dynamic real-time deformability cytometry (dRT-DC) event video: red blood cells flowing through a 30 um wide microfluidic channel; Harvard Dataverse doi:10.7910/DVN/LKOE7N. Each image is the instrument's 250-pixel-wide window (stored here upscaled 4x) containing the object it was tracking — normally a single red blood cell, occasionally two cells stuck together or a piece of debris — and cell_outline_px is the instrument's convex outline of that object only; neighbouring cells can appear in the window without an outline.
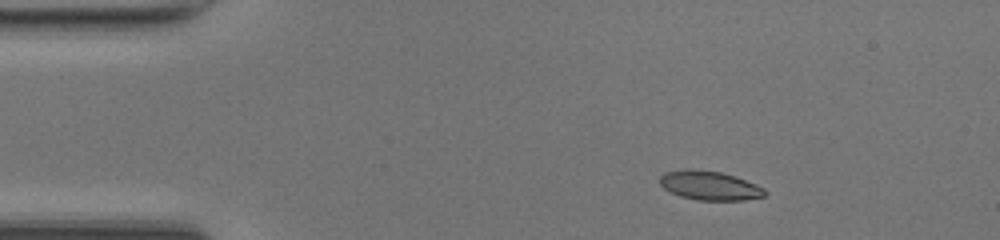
{"species": "common noctule bat (a hibernating species)", "species_latin": "Nyctalus noctula", "temperature_condition": "room temperature", "stored_images_in_passage": 48, "camera_frame_rate_fps": 3000, "um_per_image_px": 0.085, "animal": {"sex": "female", "body_mass_g": 17.0, "forearm_length_mm": 48.0}, "frame": {"image": 1, "passage_image": 7, "time_ms": 2.0, "image_size_px": [1000, 240], "cell_outline_px": [[768, 196], [744, 200], [696, 200], [680, 196], [668, 192], [660, 184], [660, 176], [664, 172], [684, 168], [696, 168], [720, 172], [736, 176], [756, 184], [764, 188], [768, 192]], "centroid_in_image_um": [60.32, 15.76], "position_along_channel_um": 24.7, "area_um2": 18.26}}
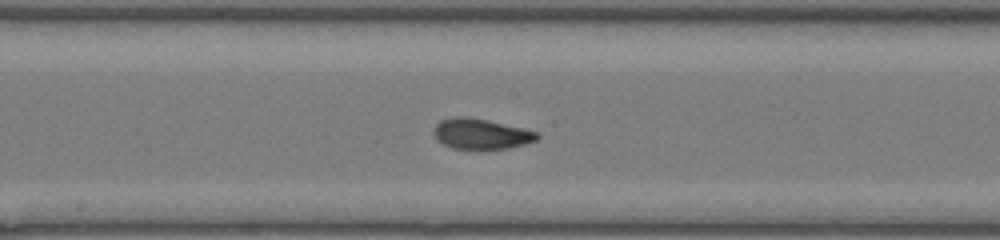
{"frame": {"image": 2, "passage_image": 25, "time_ms": 8.0, "image_size_px": [1000, 240], "cell_outline_px": [[540, 136], [536, 140], [524, 144], [508, 148], [452, 148], [444, 144], [432, 132], [436, 124], [440, 120], [452, 116], [468, 116], [488, 120], [524, 128], [536, 132]], "centroid_in_image_um": [40.88, 11.35], "position_along_channel_um": 207.3, "area_um2": 18.15}}
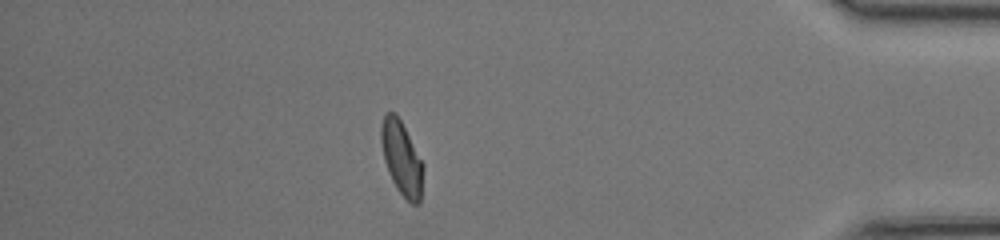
{"frame": {"image": 3, "passage_image": 42, "time_ms": 13.667, "image_size_px": [1000, 240], "cell_outline_px": [[424, 168], [420, 204], [412, 204], [396, 188], [392, 180], [384, 160], [380, 140], [380, 128], [384, 112], [392, 112], [400, 120], [424, 164]], "centroid_in_image_um": [34.14, 13.46], "position_along_channel_um": 401.1, "area_um2": 18.03}, "authors_computed_cell_mechanics": {"area_um2": 18.0047, "velocity_mm_per_s": 4.2171, "shape_relaxation_time_tau1_ms": 9.2434, "shape_relaxation_time_tau2_ms": 1.0255, "deformation_change_tau1": 0.2321, "deformation_change_tau2": 0.0642}}